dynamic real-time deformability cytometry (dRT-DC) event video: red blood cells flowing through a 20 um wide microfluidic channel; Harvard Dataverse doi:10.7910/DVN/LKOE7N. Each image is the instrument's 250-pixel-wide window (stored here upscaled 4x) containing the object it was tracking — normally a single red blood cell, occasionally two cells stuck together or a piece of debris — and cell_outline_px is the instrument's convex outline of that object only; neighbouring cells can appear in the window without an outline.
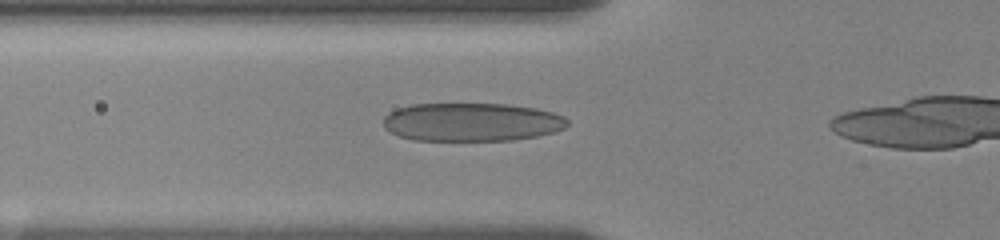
{"species": "human", "species_latin": "Homo sapiens", "temperature_condition": "room temperature", "stored_images_in_passage": 28, "camera_frame_rate_fps": 3000, "um_per_image_px": 0.085, "donor": {"sex": "female"}, "frame": {"image": 1, "passage_image": 2, "time_ms": 0.333, "image_size_px": [1000, 240], "cell_outline_px": [[568, 124], [564, 128], [552, 132], [536, 136], [512, 140], [412, 140], [400, 136], [384, 128], [384, 116], [388, 112], [396, 108], [412, 104], [508, 104], [536, 108], [552, 112], [564, 116], [568, 120]], "centroid_in_image_um": [40.08, 10.37], "position_along_channel_um": 85.7, "area_um2": 41.21}}
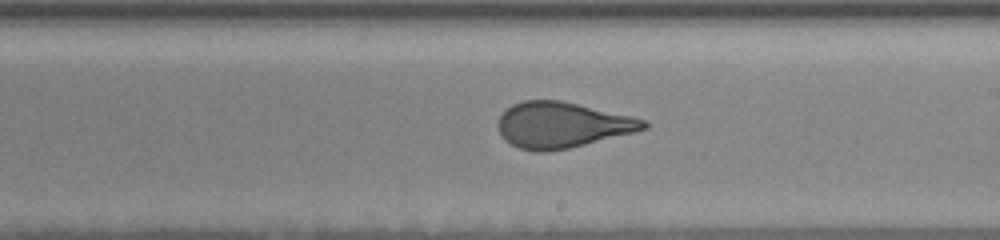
{"frame": {"image": 2, "passage_image": 18, "time_ms": 4.667, "image_size_px": [1000, 240], "cell_outline_px": [[648, 128], [568, 148], [548, 152], [532, 152], [520, 148], [504, 140], [496, 124], [500, 116], [512, 104], [524, 100], [560, 100], [632, 116], [648, 120]], "centroid_in_image_um": [47.74, 10.62], "position_along_channel_um": 241.3, "area_um2": 38.61}}
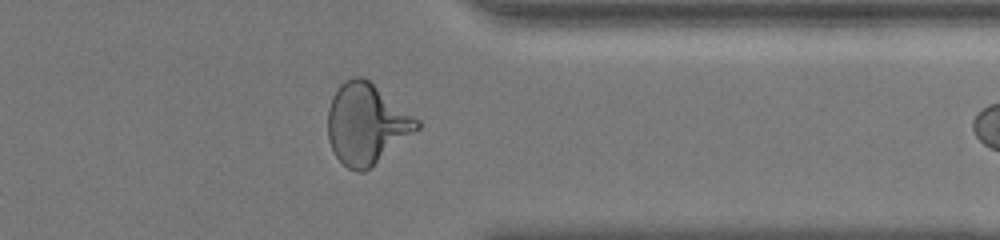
{"frame": {"image": 3, "passage_image": 27, "time_ms": 8.667, "image_size_px": [1000, 240], "cell_outline_px": [[420, 128], [364, 172], [356, 172], [348, 168], [336, 156], [328, 140], [328, 108], [332, 96], [340, 84], [344, 80], [352, 76], [364, 76], [420, 120]], "centroid_in_image_um": [31.13, 10.5], "position_along_channel_um": 380.3, "area_um2": 41.79}}